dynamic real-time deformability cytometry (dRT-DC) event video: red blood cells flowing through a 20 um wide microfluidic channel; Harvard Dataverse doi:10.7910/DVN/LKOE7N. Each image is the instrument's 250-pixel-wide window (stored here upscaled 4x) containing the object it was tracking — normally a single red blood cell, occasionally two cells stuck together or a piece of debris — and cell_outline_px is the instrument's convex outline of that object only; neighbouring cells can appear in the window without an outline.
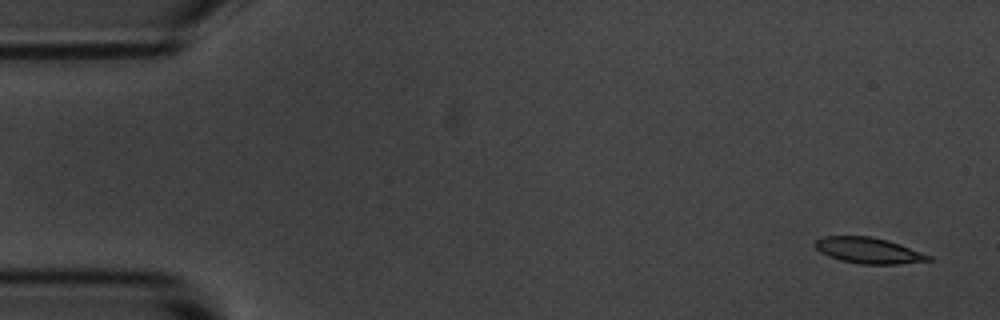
{"species": "common noctule bat (a hibernating species)", "species_latin": "Nyctalus noctula", "temperature_condition": "room temperature", "stored_images_in_passage": 5, "camera_frame_rate_fps": 3000, "um_per_image_px": 0.085, "animal": {"sex": "male", "body_mass_g": 20.1, "forearm_length_mm": 53.5}, "frame": {"image": 1, "passage_image": 1, "time_ms": 0.0, "image_size_px": [1000, 320], "cell_outline_px": [[936, 260], [896, 264], [860, 264], [840, 260], [828, 256], [820, 252], [812, 244], [816, 240], [824, 236], [872, 236], [888, 240], [900, 244], [932, 256]], "centroid_in_image_um": [73.83, 21.29], "position_along_channel_um": 11.2, "area_um2": 17.28}}